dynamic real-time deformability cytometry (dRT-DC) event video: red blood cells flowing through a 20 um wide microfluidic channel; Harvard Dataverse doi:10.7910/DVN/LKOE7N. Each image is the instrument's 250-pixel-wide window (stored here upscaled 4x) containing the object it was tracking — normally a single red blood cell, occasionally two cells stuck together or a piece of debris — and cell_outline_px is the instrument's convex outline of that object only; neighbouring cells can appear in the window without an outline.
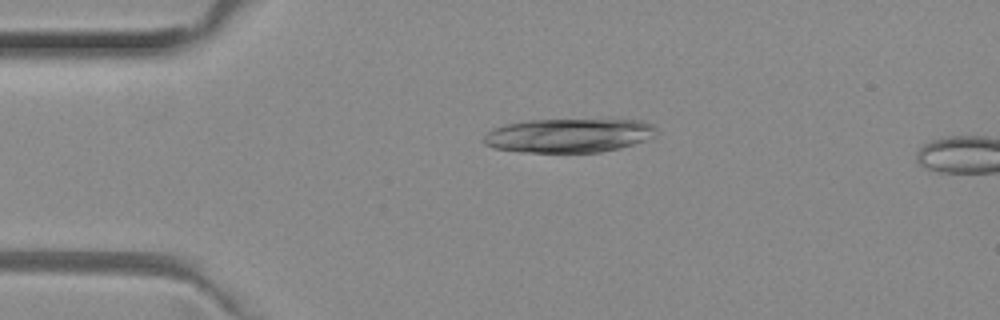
{"species": "common noctule bat (a hibernating species)", "species_latin": "Nyctalus noctula", "temperature_condition": "room temperature", "stored_images_in_passage": 5, "camera_frame_rate_fps": 3000, "um_per_image_px": 0.085, "animal": {"sex": "female", "body_mass_g": 29.2, "forearm_length_mm": 56.3}, "frame": {"image": 1, "passage_image": 2, "time_ms": 0.333, "image_size_px": [1000, 320], "cell_outline_px": [[656, 136], [620, 148], [600, 152], [520, 152], [492, 148], [484, 144], [484, 136], [492, 128], [504, 124], [528, 120], [608, 116], [640, 120], [652, 124], [656, 128]], "centroid_in_image_um": [48.4, 11.45], "position_along_channel_um": 36.6, "area_um2": 35.84}}